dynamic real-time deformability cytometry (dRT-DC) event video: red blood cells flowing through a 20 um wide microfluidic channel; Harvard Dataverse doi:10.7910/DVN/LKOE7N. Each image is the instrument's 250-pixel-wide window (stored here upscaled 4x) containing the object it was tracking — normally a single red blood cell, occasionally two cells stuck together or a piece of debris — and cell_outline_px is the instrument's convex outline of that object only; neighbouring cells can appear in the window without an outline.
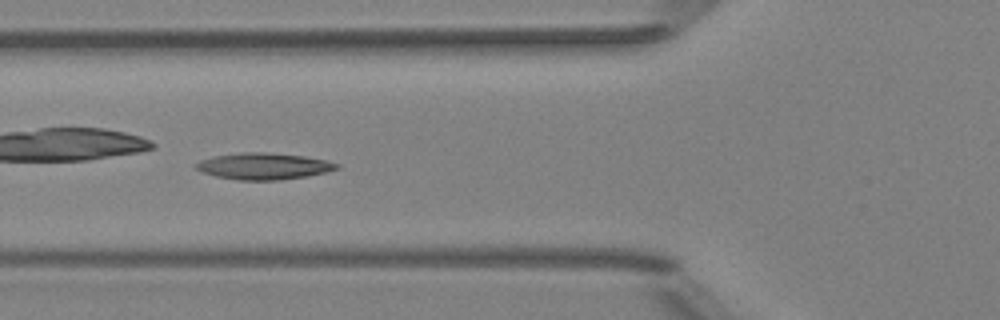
{"species": "Egyptian fruit bat (a non-hibernating species)", "species_latin": "Rousettus aegyptiacus", "temperature_condition": "room temperature", "stored_images_in_passage": 8, "camera_frame_rate_fps": 3000, "um_per_image_px": 0.085, "animal": {"sex": "female"}, "frame": {"image": 1, "passage_image": 6, "time_ms": 6.333, "image_size_px": [1000, 320], "cell_outline_px": [[340, 168], [308, 176], [280, 180], [236, 180], [216, 176], [204, 172], [196, 168], [196, 164], [200, 160], [212, 156], [240, 152], [268, 152], [304, 156], [324, 160], [340, 164]], "centroid_in_image_um": [22.41, 14.12], "position_along_channel_um": 103.4, "area_um2": 21.73}}
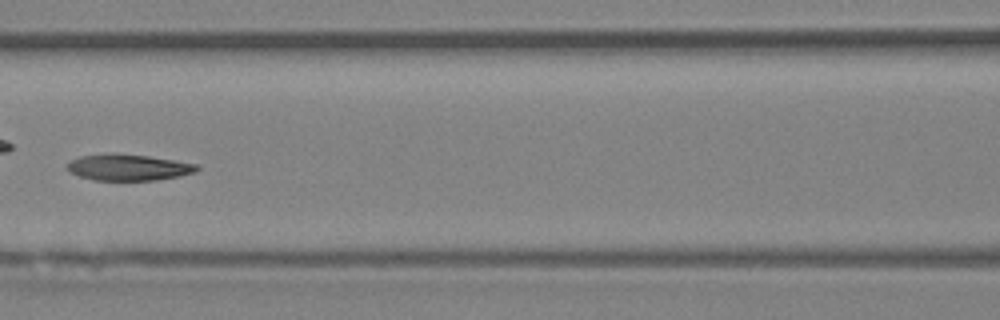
{"frame": {"image": 2, "passage_image": 7, "time_ms": 7.667, "image_size_px": [1000, 320], "cell_outline_px": [[200, 168], [196, 172], [180, 176], [156, 180], [92, 180], [80, 176], [72, 172], [68, 168], [68, 164], [72, 160], [80, 156], [112, 152], [148, 156], [176, 160], [196, 164]], "centroid_in_image_um": [10.95, 14.22], "position_along_channel_um": 155.6, "area_um2": 19.88}}
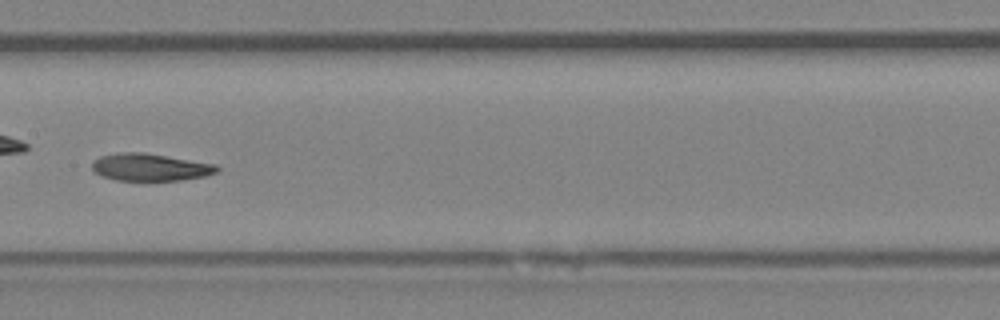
{"frame": {"image": 3, "passage_image": 8, "time_ms": 8.667, "image_size_px": [1000, 320], "cell_outline_px": [[220, 168], [216, 172], [204, 176], [180, 180], [116, 180], [100, 176], [92, 168], [92, 164], [100, 156], [120, 152], [144, 152], [216, 164]], "centroid_in_image_um": [12.76, 14.21], "position_along_channel_um": 194.6, "area_um2": 19.77}}